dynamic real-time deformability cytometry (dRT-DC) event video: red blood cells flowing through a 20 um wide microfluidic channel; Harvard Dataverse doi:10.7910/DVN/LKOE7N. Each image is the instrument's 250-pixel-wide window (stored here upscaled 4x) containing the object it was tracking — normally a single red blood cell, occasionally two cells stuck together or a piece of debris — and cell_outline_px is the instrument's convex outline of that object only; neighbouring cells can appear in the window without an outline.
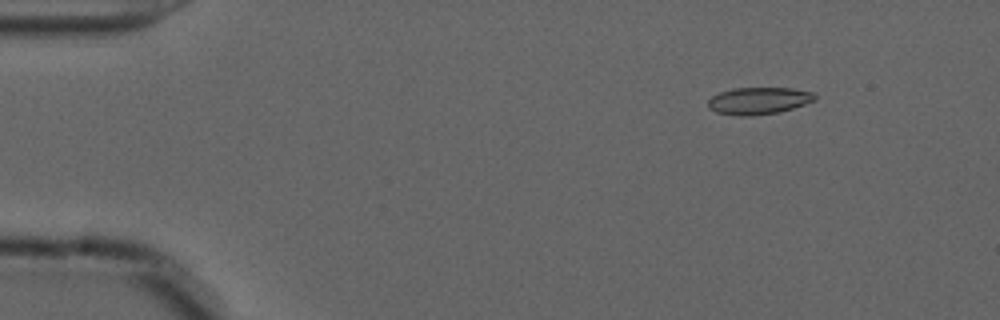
{"species": "common noctule bat (a hibernating species)", "species_latin": "Nyctalus noctula", "temperature_condition": "cold", "stored_images_in_passage": 13, "camera_frame_rate_fps": 3000, "um_per_image_px": 0.085, "animal": {"sex": "male", "forearm_length_mm": 52.5}, "frame": {"image": 1, "passage_image": 7, "time_ms": 2.0, "image_size_px": [1000, 320], "cell_outline_px": [[816, 100], [780, 112], [752, 116], [736, 116], [716, 112], [708, 108], [708, 100], [712, 96], [720, 92], [732, 88], [792, 88], [812, 92], [816, 96]], "centroid_in_image_um": [64.46, 8.57], "position_along_channel_um": 20.5, "area_um2": 16.94}}